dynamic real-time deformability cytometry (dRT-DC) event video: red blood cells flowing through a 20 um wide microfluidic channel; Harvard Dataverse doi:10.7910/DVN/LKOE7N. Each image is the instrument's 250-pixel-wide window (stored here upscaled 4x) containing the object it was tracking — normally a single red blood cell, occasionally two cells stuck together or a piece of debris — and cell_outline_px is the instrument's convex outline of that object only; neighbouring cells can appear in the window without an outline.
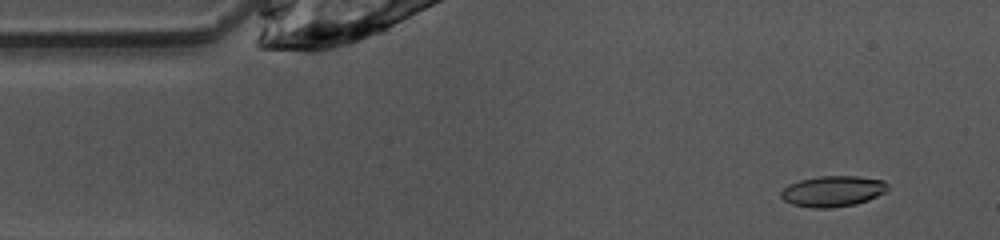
{"species": "common noctule bat (a hibernating species)", "species_latin": "Nyctalus noctula", "temperature_condition": "warm", "stored_images_in_passage": 48, "camera_frame_rate_fps": 3000, "um_per_image_px": 0.085, "animal": {"sex": "female", "body_mass_g": 10.0, "forearm_length_mm": 53.1}, "frame": {"image": 1, "passage_image": 4, "time_ms": 1.0, "image_size_px": [1000, 240], "cell_outline_px": [[888, 192], [868, 200], [856, 204], [832, 208], [812, 208], [792, 204], [784, 200], [780, 196], [780, 192], [788, 184], [800, 180], [820, 176], [856, 176], [884, 180], [888, 184]], "centroid_in_image_um": [70.81, 16.26], "position_along_channel_um": 14.2, "area_um2": 19.36}}
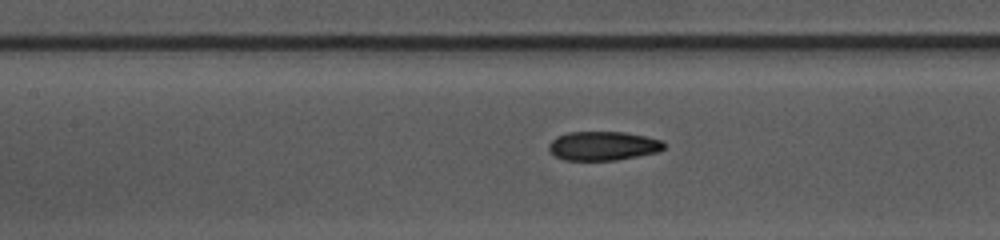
{"frame": {"image": 2, "passage_image": 20, "time_ms": 6.333, "image_size_px": [1000, 240], "cell_outline_px": [[664, 148], [660, 152], [616, 160], [564, 160], [556, 156], [548, 148], [548, 144], [556, 136], [568, 132], [624, 132], [644, 136], [660, 140], [664, 144]], "centroid_in_image_um": [51.25, 12.4], "position_along_channel_um": 156.2, "area_um2": 19.42}}
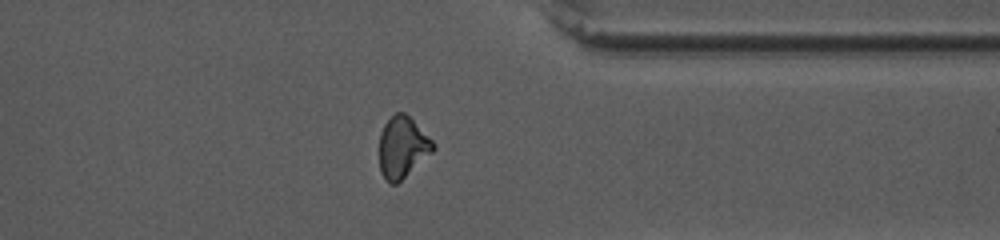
{"frame": {"image": 3, "passage_image": 37, "time_ms": 12.0, "image_size_px": [1000, 240], "cell_outline_px": [[436, 148], [432, 152], [396, 184], [388, 184], [384, 180], [380, 172], [380, 132], [384, 124], [396, 112], [404, 112], [436, 144]], "centroid_in_image_um": [34.19, 12.53], "position_along_channel_um": 377.2, "area_um2": 19.02}, "authors_computed_cell_mechanics": {"area_um2": 19.4497, "velocity_mm_per_s": 4.051, "shape_relaxation_time_tau1_ms": null, "shape_relaxation_time_tau2_ms": 2.1498, "deformation_change_tau1": null, "deformation_change_tau2": 0.0818}}